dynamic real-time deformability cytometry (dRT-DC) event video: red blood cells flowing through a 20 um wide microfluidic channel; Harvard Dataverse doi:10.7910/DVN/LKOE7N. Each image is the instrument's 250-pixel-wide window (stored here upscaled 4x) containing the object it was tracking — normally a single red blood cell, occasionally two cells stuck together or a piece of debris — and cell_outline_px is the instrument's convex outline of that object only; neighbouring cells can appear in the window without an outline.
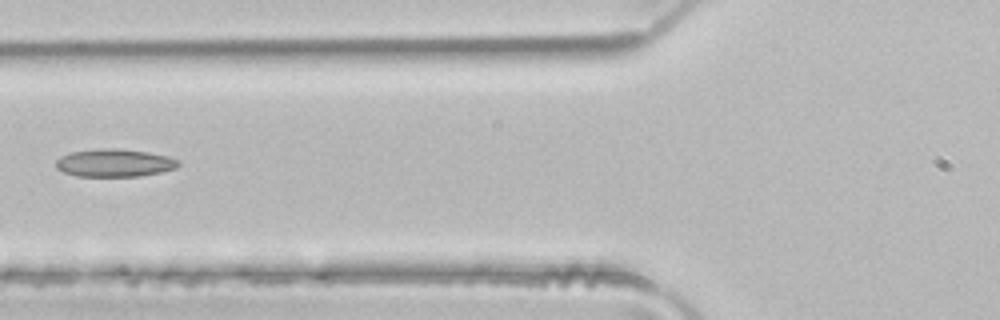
{"species": "common noctule bat (a hibernating species)", "species_latin": "Nyctalus noctula", "temperature_condition": "room temperature", "stored_images_in_passage": 4, "camera_frame_rate_fps": 3000, "um_per_image_px": 0.085, "animal": {"sex": "male", "body_mass_g": 21.5, "forearm_length_mm": 52.0}, "frame": {"image": 1, "passage_image": 4, "time_ms": 1.0, "image_size_px": [1000, 320], "cell_outline_px": [[180, 164], [176, 168], [160, 172], [140, 176], [76, 176], [64, 172], [56, 168], [56, 160], [60, 156], [72, 152], [96, 148], [116, 148], [148, 152], [168, 156], [180, 160]], "centroid_in_image_um": [9.73, 13.84], "position_along_channel_um": 116.1, "area_um2": 19.94}}